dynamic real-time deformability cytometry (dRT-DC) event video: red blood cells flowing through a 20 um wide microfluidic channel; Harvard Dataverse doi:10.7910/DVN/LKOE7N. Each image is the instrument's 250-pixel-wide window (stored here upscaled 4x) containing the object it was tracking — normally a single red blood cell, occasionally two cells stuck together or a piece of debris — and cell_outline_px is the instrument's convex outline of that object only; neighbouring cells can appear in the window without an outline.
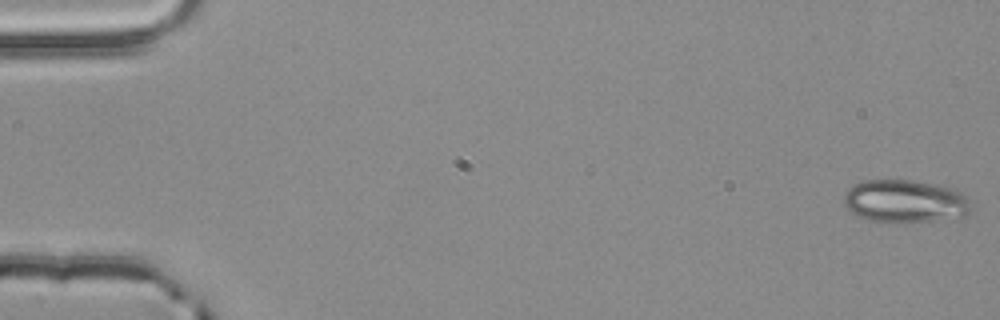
{"species": "common noctule bat (a hibernating species)", "species_latin": "Nyctalus noctula", "temperature_condition": "room temperature", "stored_images_in_passage": 50, "camera_frame_rate_fps": 3000, "um_per_image_px": 0.085, "animal": {"sex": "male", "body_mass_g": 20.4}, "frame": {"image": 1, "passage_image": 1, "time_ms": 0.0, "image_size_px": [1000, 320], "cell_outline_px": [[972, 212], [964, 216], [932, 220], [868, 220], [852, 212], [844, 204], [844, 196], [848, 188], [864, 180], [912, 180], [936, 184], [952, 188], [964, 192], [972, 208]], "centroid_in_image_um": [76.97, 17.06], "position_along_channel_um": 8.0, "area_um2": 31.15}}
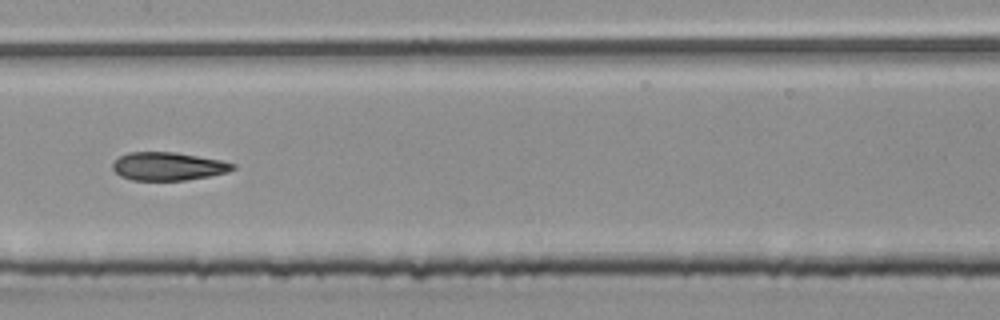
{"frame": {"image": 2, "passage_image": 28, "time_ms": 9.0, "image_size_px": [1000, 320], "cell_outline_px": [[236, 168], [228, 172], [208, 176], [184, 180], [132, 180], [120, 176], [112, 168], [112, 164], [120, 156], [128, 152], [172, 152], [220, 160], [236, 164]], "centroid_in_image_um": [14.28, 14.14], "position_along_channel_um": 193.1, "area_um2": 19.54}}
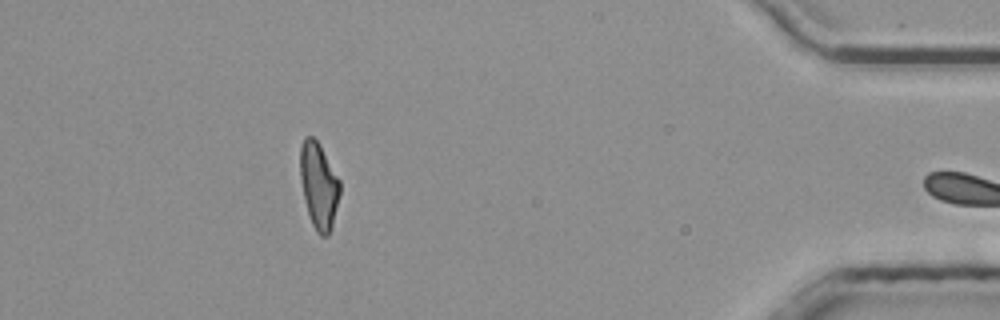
{"frame": {"image": 3, "passage_image": 49, "time_ms": 16.0, "image_size_px": [1000, 320], "cell_outline_px": [[340, 192], [332, 228], [328, 236], [320, 236], [316, 232], [312, 224], [304, 200], [300, 176], [300, 148], [304, 136], [312, 136], [316, 140], [340, 180]], "centroid_in_image_um": [27.09, 15.81], "position_along_channel_um": 408.1, "area_um2": 19.83}, "authors_computed_cell_mechanics": {"area_um2": 20.4323, "velocity_mm_per_s": 3.8768, "shape_relaxation_time_tau1_ms": 8.4726, "shape_relaxation_time_tau2_ms": 2.526, "deformation_change_tau1": 0.2296, "deformation_change_tau2": 0.1093}}